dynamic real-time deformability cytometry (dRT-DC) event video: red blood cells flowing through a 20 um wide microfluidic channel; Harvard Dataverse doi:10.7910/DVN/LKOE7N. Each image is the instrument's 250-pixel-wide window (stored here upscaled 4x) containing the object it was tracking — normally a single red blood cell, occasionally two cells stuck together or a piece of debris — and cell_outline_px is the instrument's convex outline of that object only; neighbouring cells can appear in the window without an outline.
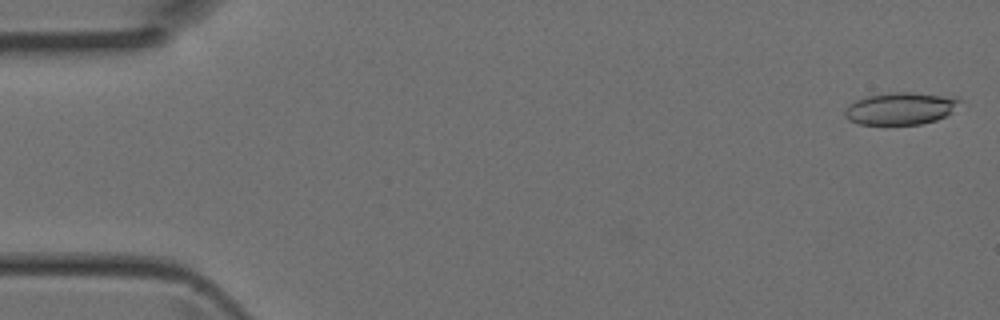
{"species": "Egyptian fruit bat (a non-hibernating species)", "species_latin": "Rousettus aegyptiacus", "temperature_condition": "room temperature", "stored_images_in_passage": 4, "camera_frame_rate_fps": 3000, "um_per_image_px": 0.085, "animal": {"sex": "female"}, "frame": {"image": 1, "passage_image": 1, "time_ms": 0.0, "image_size_px": [1000, 320], "cell_outline_px": [[964, 100], [952, 112], [936, 120], [920, 124], [860, 124], [848, 120], [844, 116], [844, 108], [848, 104], [856, 100], [868, 96], [892, 92], [912, 92], [960, 96]], "centroid_in_image_um": [76.6, 9.2], "position_along_channel_um": 8.4, "area_um2": 21.96}}